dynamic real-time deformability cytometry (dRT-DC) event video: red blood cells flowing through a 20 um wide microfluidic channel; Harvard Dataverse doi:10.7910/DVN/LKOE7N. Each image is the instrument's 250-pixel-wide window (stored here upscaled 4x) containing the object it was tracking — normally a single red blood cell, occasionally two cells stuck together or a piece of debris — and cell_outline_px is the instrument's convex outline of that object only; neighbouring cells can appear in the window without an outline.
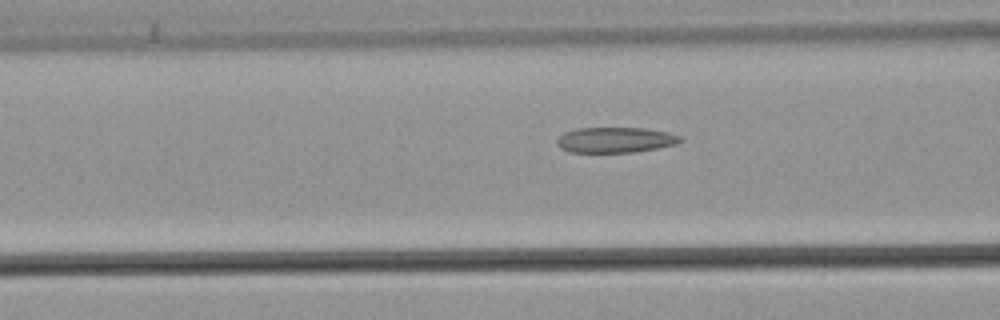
{"species": "common noctule bat (a hibernating species)", "species_latin": "Nyctalus noctula", "temperature_condition": "warm", "stored_images_in_passage": 33, "camera_frame_rate_fps": 3000, "um_per_image_px": 0.085, "animal": {"sex": "male", "body_mass_g": 21.5, "forearm_length_mm": 52.0}, "frame": {"image": 1, "passage_image": 11, "time_ms": 3.333, "image_size_px": [1000, 320], "cell_outline_px": [[684, 140], [676, 144], [636, 152], [572, 152], [560, 148], [556, 144], [556, 140], [564, 132], [576, 128], [644, 128], [668, 132], [680, 136]], "centroid_in_image_um": [52.3, 11.89], "position_along_channel_um": 114.3, "area_um2": 18.32}}
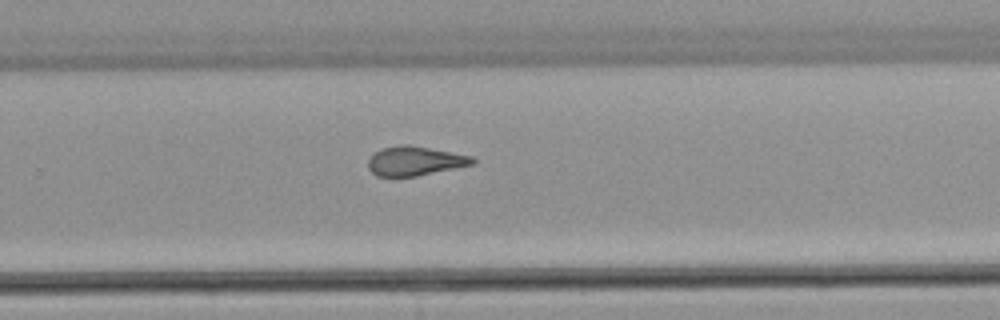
{"frame": {"image": 2, "passage_image": 25, "time_ms": 8.0, "image_size_px": [1000, 320], "cell_outline_px": [[476, 164], [416, 176], [376, 176], [368, 168], [368, 160], [380, 148], [400, 144], [408, 144], [472, 156], [476, 160]], "centroid_in_image_um": [35.28, 13.68], "position_along_channel_um": 294.5, "area_um2": 17.8}}
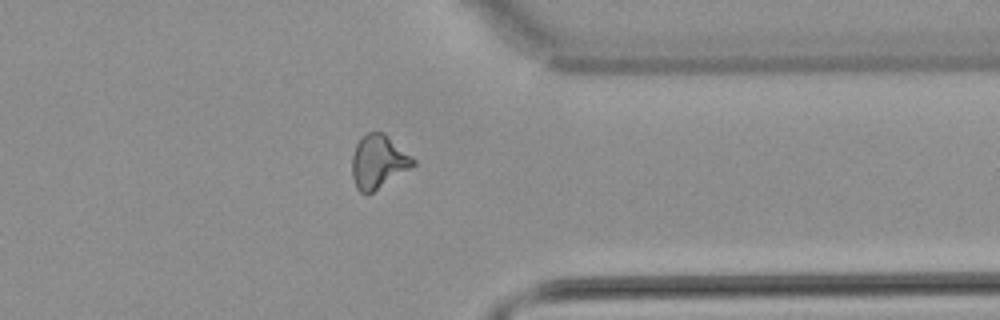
{"frame": {"image": 3, "passage_image": 32, "time_ms": 10.333, "image_size_px": [1000, 320], "cell_outline_px": [[416, 164], [368, 196], [360, 192], [356, 188], [352, 176], [352, 156], [356, 144], [360, 136], [368, 132], [384, 132], [416, 160]], "centroid_in_image_um": [32.14, 13.76], "position_along_channel_um": 379.3, "area_um2": 19.25}}